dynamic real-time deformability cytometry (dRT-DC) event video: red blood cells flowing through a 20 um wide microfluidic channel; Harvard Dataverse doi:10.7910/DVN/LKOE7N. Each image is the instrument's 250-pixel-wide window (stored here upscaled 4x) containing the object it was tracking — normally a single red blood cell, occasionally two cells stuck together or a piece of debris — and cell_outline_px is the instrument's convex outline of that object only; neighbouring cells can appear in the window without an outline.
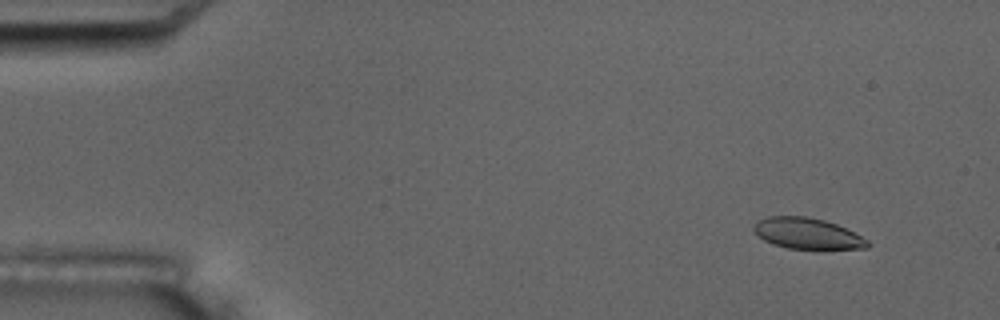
{"species": "common noctule bat (a hibernating species)", "species_latin": "Nyctalus noctula", "temperature_condition": "room temperature", "stored_images_in_passage": 6, "camera_frame_rate_fps": 3000, "um_per_image_px": 0.085, "animal": {"sex": "male", "body_mass_g": 17.5, "forearm_length_mm": 52.3}, "frame": {"image": 1, "passage_image": 1, "time_ms": 0.0, "image_size_px": [1000, 320], "cell_outline_px": [[872, 244], [868, 248], [788, 248], [772, 244], [764, 240], [752, 228], [752, 224], [768, 216], [804, 216], [824, 220], [836, 224], [868, 240]], "centroid_in_image_um": [68.6, 19.84], "position_along_channel_um": 16.4, "area_um2": 20.17}}